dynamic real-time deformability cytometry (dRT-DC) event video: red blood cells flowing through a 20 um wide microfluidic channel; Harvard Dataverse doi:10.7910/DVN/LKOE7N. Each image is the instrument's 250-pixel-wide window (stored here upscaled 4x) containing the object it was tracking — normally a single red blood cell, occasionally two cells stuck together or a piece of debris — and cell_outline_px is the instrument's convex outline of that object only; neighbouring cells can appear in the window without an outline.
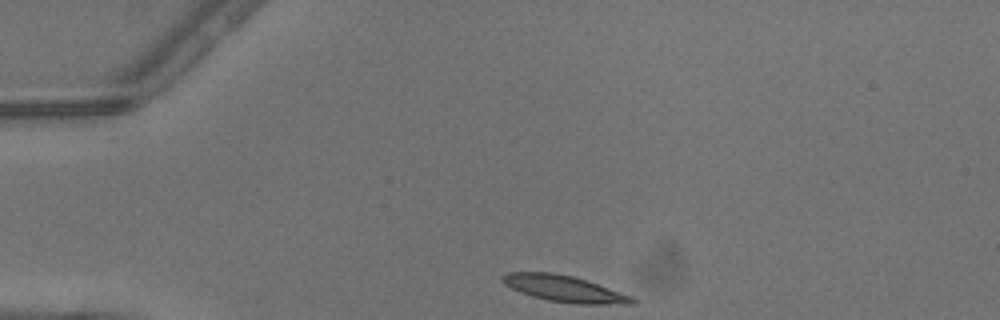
{"species": "common noctule bat (a hibernating species)", "species_latin": "Nyctalus noctula", "temperature_condition": "warm", "stored_images_in_passage": 2, "camera_frame_rate_fps": 3000, "um_per_image_px": 0.085, "animal": {"sex": "male", "body_mass_g": 13.3}, "frame": {"image": 1, "passage_image": 1, "time_ms": 0.0, "image_size_px": [1000, 320], "cell_outline_px": [[636, 304], [576, 304], [548, 300], [532, 296], [520, 292], [504, 284], [500, 280], [500, 276], [508, 272], [552, 272], [572, 276], [632, 296], [636, 300]], "centroid_in_image_um": [47.92, 24.54], "position_along_channel_um": 37.1, "area_um2": 19.77}}